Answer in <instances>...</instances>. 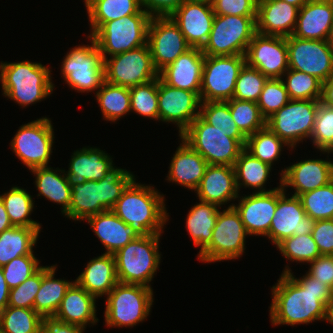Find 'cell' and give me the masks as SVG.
I'll return each instance as SVG.
<instances>
[{"label": "cell", "instance_id": "b9f144b4", "mask_svg": "<svg viewBox=\"0 0 333 333\" xmlns=\"http://www.w3.org/2000/svg\"><path fill=\"white\" fill-rule=\"evenodd\" d=\"M0 329L5 333H41L42 317L34 309L7 306L0 312Z\"/></svg>", "mask_w": 333, "mask_h": 333}, {"label": "cell", "instance_id": "6da1fadb", "mask_svg": "<svg viewBox=\"0 0 333 333\" xmlns=\"http://www.w3.org/2000/svg\"><path fill=\"white\" fill-rule=\"evenodd\" d=\"M278 282L272 287L270 319L273 325L308 324L325 320L326 305L333 291L307 272L297 279L290 268L285 267Z\"/></svg>", "mask_w": 333, "mask_h": 333}, {"label": "cell", "instance_id": "ee69618b", "mask_svg": "<svg viewBox=\"0 0 333 333\" xmlns=\"http://www.w3.org/2000/svg\"><path fill=\"white\" fill-rule=\"evenodd\" d=\"M282 81L290 100H320L322 95V82L307 73L288 69Z\"/></svg>", "mask_w": 333, "mask_h": 333}, {"label": "cell", "instance_id": "a7ac6f4b", "mask_svg": "<svg viewBox=\"0 0 333 333\" xmlns=\"http://www.w3.org/2000/svg\"><path fill=\"white\" fill-rule=\"evenodd\" d=\"M97 1L98 0H84L86 9H88L89 7H91Z\"/></svg>", "mask_w": 333, "mask_h": 333}, {"label": "cell", "instance_id": "e575fe53", "mask_svg": "<svg viewBox=\"0 0 333 333\" xmlns=\"http://www.w3.org/2000/svg\"><path fill=\"white\" fill-rule=\"evenodd\" d=\"M40 228L15 227L0 233V267L15 258L33 254Z\"/></svg>", "mask_w": 333, "mask_h": 333}, {"label": "cell", "instance_id": "30bf717a", "mask_svg": "<svg viewBox=\"0 0 333 333\" xmlns=\"http://www.w3.org/2000/svg\"><path fill=\"white\" fill-rule=\"evenodd\" d=\"M90 38L91 45L74 47L62 62L61 73L64 81L77 92L98 90L105 82V67L100 49L95 40Z\"/></svg>", "mask_w": 333, "mask_h": 333}, {"label": "cell", "instance_id": "9f6ffc18", "mask_svg": "<svg viewBox=\"0 0 333 333\" xmlns=\"http://www.w3.org/2000/svg\"><path fill=\"white\" fill-rule=\"evenodd\" d=\"M311 235L321 255H333V219L315 221Z\"/></svg>", "mask_w": 333, "mask_h": 333}, {"label": "cell", "instance_id": "e7e4bbea", "mask_svg": "<svg viewBox=\"0 0 333 333\" xmlns=\"http://www.w3.org/2000/svg\"><path fill=\"white\" fill-rule=\"evenodd\" d=\"M325 320L333 325V296L332 299L326 305Z\"/></svg>", "mask_w": 333, "mask_h": 333}, {"label": "cell", "instance_id": "4316f807", "mask_svg": "<svg viewBox=\"0 0 333 333\" xmlns=\"http://www.w3.org/2000/svg\"><path fill=\"white\" fill-rule=\"evenodd\" d=\"M333 23V0H310L298 12L292 36L328 40Z\"/></svg>", "mask_w": 333, "mask_h": 333}, {"label": "cell", "instance_id": "f1b7e54d", "mask_svg": "<svg viewBox=\"0 0 333 333\" xmlns=\"http://www.w3.org/2000/svg\"><path fill=\"white\" fill-rule=\"evenodd\" d=\"M181 142L171 160L167 180L196 191L208 163L184 140Z\"/></svg>", "mask_w": 333, "mask_h": 333}, {"label": "cell", "instance_id": "7402d4cb", "mask_svg": "<svg viewBox=\"0 0 333 333\" xmlns=\"http://www.w3.org/2000/svg\"><path fill=\"white\" fill-rule=\"evenodd\" d=\"M280 175V185L285 191L291 186L295 189L292 195L299 196L331 182L333 162L322 159L302 160L283 169Z\"/></svg>", "mask_w": 333, "mask_h": 333}, {"label": "cell", "instance_id": "d6986e66", "mask_svg": "<svg viewBox=\"0 0 333 333\" xmlns=\"http://www.w3.org/2000/svg\"><path fill=\"white\" fill-rule=\"evenodd\" d=\"M246 63L268 79L282 78L289 69L287 37L255 33L245 54Z\"/></svg>", "mask_w": 333, "mask_h": 333}, {"label": "cell", "instance_id": "7dc6e473", "mask_svg": "<svg viewBox=\"0 0 333 333\" xmlns=\"http://www.w3.org/2000/svg\"><path fill=\"white\" fill-rule=\"evenodd\" d=\"M131 111L159 120L158 78L129 88Z\"/></svg>", "mask_w": 333, "mask_h": 333}, {"label": "cell", "instance_id": "1f68e13d", "mask_svg": "<svg viewBox=\"0 0 333 333\" xmlns=\"http://www.w3.org/2000/svg\"><path fill=\"white\" fill-rule=\"evenodd\" d=\"M96 298L76 282L67 290L54 317L68 324L86 328L96 324Z\"/></svg>", "mask_w": 333, "mask_h": 333}, {"label": "cell", "instance_id": "7a4b0ae2", "mask_svg": "<svg viewBox=\"0 0 333 333\" xmlns=\"http://www.w3.org/2000/svg\"><path fill=\"white\" fill-rule=\"evenodd\" d=\"M164 201V196L152 186L136 183L134 179L112 211L130 225L138 236L161 234L169 220Z\"/></svg>", "mask_w": 333, "mask_h": 333}, {"label": "cell", "instance_id": "f35d334b", "mask_svg": "<svg viewBox=\"0 0 333 333\" xmlns=\"http://www.w3.org/2000/svg\"><path fill=\"white\" fill-rule=\"evenodd\" d=\"M95 96L103 118L107 121L115 122L131 111L129 87L113 85L105 81L96 91Z\"/></svg>", "mask_w": 333, "mask_h": 333}, {"label": "cell", "instance_id": "9a60e30c", "mask_svg": "<svg viewBox=\"0 0 333 333\" xmlns=\"http://www.w3.org/2000/svg\"><path fill=\"white\" fill-rule=\"evenodd\" d=\"M49 118H40L22 125L11 141V149L29 170L48 167L54 141Z\"/></svg>", "mask_w": 333, "mask_h": 333}, {"label": "cell", "instance_id": "44dd1931", "mask_svg": "<svg viewBox=\"0 0 333 333\" xmlns=\"http://www.w3.org/2000/svg\"><path fill=\"white\" fill-rule=\"evenodd\" d=\"M191 48L202 49L212 29L215 13L207 3L185 1L171 16Z\"/></svg>", "mask_w": 333, "mask_h": 333}, {"label": "cell", "instance_id": "f6af8a7d", "mask_svg": "<svg viewBox=\"0 0 333 333\" xmlns=\"http://www.w3.org/2000/svg\"><path fill=\"white\" fill-rule=\"evenodd\" d=\"M200 116L230 138L247 139L234 122L227 101L201 102Z\"/></svg>", "mask_w": 333, "mask_h": 333}, {"label": "cell", "instance_id": "d590c367", "mask_svg": "<svg viewBox=\"0 0 333 333\" xmlns=\"http://www.w3.org/2000/svg\"><path fill=\"white\" fill-rule=\"evenodd\" d=\"M189 211L186 218V227L196 246L201 252L212 239L213 228L216 224L220 209L215 204L199 201Z\"/></svg>", "mask_w": 333, "mask_h": 333}, {"label": "cell", "instance_id": "d4e9b609", "mask_svg": "<svg viewBox=\"0 0 333 333\" xmlns=\"http://www.w3.org/2000/svg\"><path fill=\"white\" fill-rule=\"evenodd\" d=\"M299 8L282 0H258L256 32L289 37L293 34Z\"/></svg>", "mask_w": 333, "mask_h": 333}, {"label": "cell", "instance_id": "5bb4252c", "mask_svg": "<svg viewBox=\"0 0 333 333\" xmlns=\"http://www.w3.org/2000/svg\"><path fill=\"white\" fill-rule=\"evenodd\" d=\"M245 63V55H205L199 95L201 102L229 101L232 99L236 80Z\"/></svg>", "mask_w": 333, "mask_h": 333}, {"label": "cell", "instance_id": "ab89813d", "mask_svg": "<svg viewBox=\"0 0 333 333\" xmlns=\"http://www.w3.org/2000/svg\"><path fill=\"white\" fill-rule=\"evenodd\" d=\"M10 222L15 227L41 228L39 222L29 218L34 207L32 196L23 188L12 187L0 195Z\"/></svg>", "mask_w": 333, "mask_h": 333}, {"label": "cell", "instance_id": "d6a6232c", "mask_svg": "<svg viewBox=\"0 0 333 333\" xmlns=\"http://www.w3.org/2000/svg\"><path fill=\"white\" fill-rule=\"evenodd\" d=\"M56 265L41 266V286L35 296L33 309L41 317L54 316L72 282L55 279Z\"/></svg>", "mask_w": 333, "mask_h": 333}, {"label": "cell", "instance_id": "4dcf8cb0", "mask_svg": "<svg viewBox=\"0 0 333 333\" xmlns=\"http://www.w3.org/2000/svg\"><path fill=\"white\" fill-rule=\"evenodd\" d=\"M74 281L95 298L107 296L119 282L114 254L104 253L90 260Z\"/></svg>", "mask_w": 333, "mask_h": 333}, {"label": "cell", "instance_id": "8992f818", "mask_svg": "<svg viewBox=\"0 0 333 333\" xmlns=\"http://www.w3.org/2000/svg\"><path fill=\"white\" fill-rule=\"evenodd\" d=\"M193 150L203 156L208 164L234 167L244 150L246 139H234L207 123L200 115L180 135Z\"/></svg>", "mask_w": 333, "mask_h": 333}, {"label": "cell", "instance_id": "be15d7a7", "mask_svg": "<svg viewBox=\"0 0 333 333\" xmlns=\"http://www.w3.org/2000/svg\"><path fill=\"white\" fill-rule=\"evenodd\" d=\"M12 227L13 225L9 220L8 213L5 209L2 200L0 199V233Z\"/></svg>", "mask_w": 333, "mask_h": 333}, {"label": "cell", "instance_id": "4fadbf2b", "mask_svg": "<svg viewBox=\"0 0 333 333\" xmlns=\"http://www.w3.org/2000/svg\"><path fill=\"white\" fill-rule=\"evenodd\" d=\"M105 81L118 86L133 87L159 77L148 43L104 59Z\"/></svg>", "mask_w": 333, "mask_h": 333}, {"label": "cell", "instance_id": "7bdbcfd3", "mask_svg": "<svg viewBox=\"0 0 333 333\" xmlns=\"http://www.w3.org/2000/svg\"><path fill=\"white\" fill-rule=\"evenodd\" d=\"M227 102L234 122L246 138L266 126V119L261 115L257 102L234 98Z\"/></svg>", "mask_w": 333, "mask_h": 333}, {"label": "cell", "instance_id": "003e7915", "mask_svg": "<svg viewBox=\"0 0 333 333\" xmlns=\"http://www.w3.org/2000/svg\"><path fill=\"white\" fill-rule=\"evenodd\" d=\"M327 41H328L331 49L333 50V23H332L331 32H330V35H329Z\"/></svg>", "mask_w": 333, "mask_h": 333}, {"label": "cell", "instance_id": "277c9868", "mask_svg": "<svg viewBox=\"0 0 333 333\" xmlns=\"http://www.w3.org/2000/svg\"><path fill=\"white\" fill-rule=\"evenodd\" d=\"M0 82L5 97L26 107L46 99L54 89L51 71L41 63H0Z\"/></svg>", "mask_w": 333, "mask_h": 333}, {"label": "cell", "instance_id": "f5cc1de1", "mask_svg": "<svg viewBox=\"0 0 333 333\" xmlns=\"http://www.w3.org/2000/svg\"><path fill=\"white\" fill-rule=\"evenodd\" d=\"M34 254L23 255L13 259L2 267L4 279L10 289L19 286L41 266Z\"/></svg>", "mask_w": 333, "mask_h": 333}, {"label": "cell", "instance_id": "ac0fdd59", "mask_svg": "<svg viewBox=\"0 0 333 333\" xmlns=\"http://www.w3.org/2000/svg\"><path fill=\"white\" fill-rule=\"evenodd\" d=\"M285 189L277 187V206L268 239L276 246L285 238L293 235L310 234L314 228L315 220L307 216L298 196L286 197Z\"/></svg>", "mask_w": 333, "mask_h": 333}, {"label": "cell", "instance_id": "bcb514c9", "mask_svg": "<svg viewBox=\"0 0 333 333\" xmlns=\"http://www.w3.org/2000/svg\"><path fill=\"white\" fill-rule=\"evenodd\" d=\"M307 216L313 220L333 219V180L298 196Z\"/></svg>", "mask_w": 333, "mask_h": 333}, {"label": "cell", "instance_id": "7c38bea8", "mask_svg": "<svg viewBox=\"0 0 333 333\" xmlns=\"http://www.w3.org/2000/svg\"><path fill=\"white\" fill-rule=\"evenodd\" d=\"M320 100H290L268 119L266 126L283 140L289 148L310 138Z\"/></svg>", "mask_w": 333, "mask_h": 333}, {"label": "cell", "instance_id": "6125c7cd", "mask_svg": "<svg viewBox=\"0 0 333 333\" xmlns=\"http://www.w3.org/2000/svg\"><path fill=\"white\" fill-rule=\"evenodd\" d=\"M9 293L10 288L8 287L4 279L2 267H0V312L4 310L8 305Z\"/></svg>", "mask_w": 333, "mask_h": 333}, {"label": "cell", "instance_id": "91938a15", "mask_svg": "<svg viewBox=\"0 0 333 333\" xmlns=\"http://www.w3.org/2000/svg\"><path fill=\"white\" fill-rule=\"evenodd\" d=\"M84 327L68 324L54 316L42 317L41 333H83Z\"/></svg>", "mask_w": 333, "mask_h": 333}, {"label": "cell", "instance_id": "f546056e", "mask_svg": "<svg viewBox=\"0 0 333 333\" xmlns=\"http://www.w3.org/2000/svg\"><path fill=\"white\" fill-rule=\"evenodd\" d=\"M86 220L104 245L107 254L116 253L133 239L139 237L133 228L121 220L112 210L95 214Z\"/></svg>", "mask_w": 333, "mask_h": 333}, {"label": "cell", "instance_id": "9c48e42d", "mask_svg": "<svg viewBox=\"0 0 333 333\" xmlns=\"http://www.w3.org/2000/svg\"><path fill=\"white\" fill-rule=\"evenodd\" d=\"M255 33L256 16L215 15L201 50L206 56L245 55Z\"/></svg>", "mask_w": 333, "mask_h": 333}, {"label": "cell", "instance_id": "83f0119b", "mask_svg": "<svg viewBox=\"0 0 333 333\" xmlns=\"http://www.w3.org/2000/svg\"><path fill=\"white\" fill-rule=\"evenodd\" d=\"M112 167V158L103 150L84 147L74 151L69 163V169L66 172L64 170V173L67 182L72 187L83 184L87 180H102L107 171Z\"/></svg>", "mask_w": 333, "mask_h": 333}, {"label": "cell", "instance_id": "484cf974", "mask_svg": "<svg viewBox=\"0 0 333 333\" xmlns=\"http://www.w3.org/2000/svg\"><path fill=\"white\" fill-rule=\"evenodd\" d=\"M199 201L221 207L240 198L236 187L235 169L229 165L208 164L204 176L195 191Z\"/></svg>", "mask_w": 333, "mask_h": 333}, {"label": "cell", "instance_id": "6f0895ef", "mask_svg": "<svg viewBox=\"0 0 333 333\" xmlns=\"http://www.w3.org/2000/svg\"><path fill=\"white\" fill-rule=\"evenodd\" d=\"M310 265L307 273L333 291V255H321L310 262Z\"/></svg>", "mask_w": 333, "mask_h": 333}, {"label": "cell", "instance_id": "03108f58", "mask_svg": "<svg viewBox=\"0 0 333 333\" xmlns=\"http://www.w3.org/2000/svg\"><path fill=\"white\" fill-rule=\"evenodd\" d=\"M294 6H297L299 9L310 0H282Z\"/></svg>", "mask_w": 333, "mask_h": 333}, {"label": "cell", "instance_id": "816d5d0a", "mask_svg": "<svg viewBox=\"0 0 333 333\" xmlns=\"http://www.w3.org/2000/svg\"><path fill=\"white\" fill-rule=\"evenodd\" d=\"M310 139L323 154L333 152V107L319 103Z\"/></svg>", "mask_w": 333, "mask_h": 333}, {"label": "cell", "instance_id": "11a10c76", "mask_svg": "<svg viewBox=\"0 0 333 333\" xmlns=\"http://www.w3.org/2000/svg\"><path fill=\"white\" fill-rule=\"evenodd\" d=\"M258 0H213L215 15L256 16Z\"/></svg>", "mask_w": 333, "mask_h": 333}, {"label": "cell", "instance_id": "89a4df30", "mask_svg": "<svg viewBox=\"0 0 333 333\" xmlns=\"http://www.w3.org/2000/svg\"><path fill=\"white\" fill-rule=\"evenodd\" d=\"M185 1H190V2H201V3H207L212 5L213 0H185Z\"/></svg>", "mask_w": 333, "mask_h": 333}, {"label": "cell", "instance_id": "8fae6325", "mask_svg": "<svg viewBox=\"0 0 333 333\" xmlns=\"http://www.w3.org/2000/svg\"><path fill=\"white\" fill-rule=\"evenodd\" d=\"M247 235L240 215L230 205L218 212L211 242L198 253V258L208 263L236 259L244 253Z\"/></svg>", "mask_w": 333, "mask_h": 333}, {"label": "cell", "instance_id": "3957f363", "mask_svg": "<svg viewBox=\"0 0 333 333\" xmlns=\"http://www.w3.org/2000/svg\"><path fill=\"white\" fill-rule=\"evenodd\" d=\"M135 176L122 168H110L99 181L87 180L71 187L69 210L64 214L73 220H86L95 214L112 210Z\"/></svg>", "mask_w": 333, "mask_h": 333}, {"label": "cell", "instance_id": "db71d44e", "mask_svg": "<svg viewBox=\"0 0 333 333\" xmlns=\"http://www.w3.org/2000/svg\"><path fill=\"white\" fill-rule=\"evenodd\" d=\"M41 286V267L19 286L10 289L7 306L33 309L34 299Z\"/></svg>", "mask_w": 333, "mask_h": 333}, {"label": "cell", "instance_id": "5b68a950", "mask_svg": "<svg viewBox=\"0 0 333 333\" xmlns=\"http://www.w3.org/2000/svg\"><path fill=\"white\" fill-rule=\"evenodd\" d=\"M161 234L139 236L114 253L116 273L120 283L149 284L161 260L159 240Z\"/></svg>", "mask_w": 333, "mask_h": 333}, {"label": "cell", "instance_id": "74e56055", "mask_svg": "<svg viewBox=\"0 0 333 333\" xmlns=\"http://www.w3.org/2000/svg\"><path fill=\"white\" fill-rule=\"evenodd\" d=\"M143 8L140 0H98L87 9L92 36L108 21L138 14Z\"/></svg>", "mask_w": 333, "mask_h": 333}, {"label": "cell", "instance_id": "52a82bcc", "mask_svg": "<svg viewBox=\"0 0 333 333\" xmlns=\"http://www.w3.org/2000/svg\"><path fill=\"white\" fill-rule=\"evenodd\" d=\"M153 302L151 287L118 282L107 295L105 323L108 327H133L147 318Z\"/></svg>", "mask_w": 333, "mask_h": 333}, {"label": "cell", "instance_id": "60d3db41", "mask_svg": "<svg viewBox=\"0 0 333 333\" xmlns=\"http://www.w3.org/2000/svg\"><path fill=\"white\" fill-rule=\"evenodd\" d=\"M284 146H288L267 126L247 137L245 150L253 157L272 166L280 157Z\"/></svg>", "mask_w": 333, "mask_h": 333}, {"label": "cell", "instance_id": "f907efd6", "mask_svg": "<svg viewBox=\"0 0 333 333\" xmlns=\"http://www.w3.org/2000/svg\"><path fill=\"white\" fill-rule=\"evenodd\" d=\"M290 101L282 78H271L266 81L257 101L261 115L268 119Z\"/></svg>", "mask_w": 333, "mask_h": 333}, {"label": "cell", "instance_id": "ba28073f", "mask_svg": "<svg viewBox=\"0 0 333 333\" xmlns=\"http://www.w3.org/2000/svg\"><path fill=\"white\" fill-rule=\"evenodd\" d=\"M151 16L143 9L134 15L108 21L91 37L100 49L103 60L147 44Z\"/></svg>", "mask_w": 333, "mask_h": 333}, {"label": "cell", "instance_id": "8d00e7d4", "mask_svg": "<svg viewBox=\"0 0 333 333\" xmlns=\"http://www.w3.org/2000/svg\"><path fill=\"white\" fill-rule=\"evenodd\" d=\"M236 187L239 193L240 187L245 186L257 189V192H269L277 189L265 190L264 184L270 176L272 167L258 158L253 157L245 149L240 153L235 165Z\"/></svg>", "mask_w": 333, "mask_h": 333}, {"label": "cell", "instance_id": "e0dca14e", "mask_svg": "<svg viewBox=\"0 0 333 333\" xmlns=\"http://www.w3.org/2000/svg\"><path fill=\"white\" fill-rule=\"evenodd\" d=\"M147 43L153 65L158 72L191 48L170 16L151 17Z\"/></svg>", "mask_w": 333, "mask_h": 333}, {"label": "cell", "instance_id": "681fc988", "mask_svg": "<svg viewBox=\"0 0 333 333\" xmlns=\"http://www.w3.org/2000/svg\"><path fill=\"white\" fill-rule=\"evenodd\" d=\"M267 80L262 72L245 63L236 80L233 98L257 102Z\"/></svg>", "mask_w": 333, "mask_h": 333}, {"label": "cell", "instance_id": "94428289", "mask_svg": "<svg viewBox=\"0 0 333 333\" xmlns=\"http://www.w3.org/2000/svg\"><path fill=\"white\" fill-rule=\"evenodd\" d=\"M320 102L323 105L333 107V76L322 83V95Z\"/></svg>", "mask_w": 333, "mask_h": 333}, {"label": "cell", "instance_id": "680465c9", "mask_svg": "<svg viewBox=\"0 0 333 333\" xmlns=\"http://www.w3.org/2000/svg\"><path fill=\"white\" fill-rule=\"evenodd\" d=\"M185 0H140L141 7L151 17L171 16Z\"/></svg>", "mask_w": 333, "mask_h": 333}, {"label": "cell", "instance_id": "2e32d148", "mask_svg": "<svg viewBox=\"0 0 333 333\" xmlns=\"http://www.w3.org/2000/svg\"><path fill=\"white\" fill-rule=\"evenodd\" d=\"M289 69L316 77L322 83L333 76V50L327 40L287 37Z\"/></svg>", "mask_w": 333, "mask_h": 333}, {"label": "cell", "instance_id": "cb8c5ba5", "mask_svg": "<svg viewBox=\"0 0 333 333\" xmlns=\"http://www.w3.org/2000/svg\"><path fill=\"white\" fill-rule=\"evenodd\" d=\"M205 55L200 48H190L159 72L169 86L200 95Z\"/></svg>", "mask_w": 333, "mask_h": 333}, {"label": "cell", "instance_id": "c3c4849f", "mask_svg": "<svg viewBox=\"0 0 333 333\" xmlns=\"http://www.w3.org/2000/svg\"><path fill=\"white\" fill-rule=\"evenodd\" d=\"M277 248L290 261L310 263L321 256L311 233L285 238Z\"/></svg>", "mask_w": 333, "mask_h": 333}, {"label": "cell", "instance_id": "836d02e7", "mask_svg": "<svg viewBox=\"0 0 333 333\" xmlns=\"http://www.w3.org/2000/svg\"><path fill=\"white\" fill-rule=\"evenodd\" d=\"M35 177V185L42 195L48 200L62 205V214H65L70 207L71 186L67 182L64 170L48 167H36L31 169ZM61 172V173H58ZM64 173V174H62ZM62 174V175H61Z\"/></svg>", "mask_w": 333, "mask_h": 333}, {"label": "cell", "instance_id": "ffe728a7", "mask_svg": "<svg viewBox=\"0 0 333 333\" xmlns=\"http://www.w3.org/2000/svg\"><path fill=\"white\" fill-rule=\"evenodd\" d=\"M200 104V97L195 92L169 86L158 77L159 120L176 123L179 136L200 115Z\"/></svg>", "mask_w": 333, "mask_h": 333}, {"label": "cell", "instance_id": "603a6c76", "mask_svg": "<svg viewBox=\"0 0 333 333\" xmlns=\"http://www.w3.org/2000/svg\"><path fill=\"white\" fill-rule=\"evenodd\" d=\"M236 209L249 235L267 236L277 206V189L242 196Z\"/></svg>", "mask_w": 333, "mask_h": 333}]
</instances>
